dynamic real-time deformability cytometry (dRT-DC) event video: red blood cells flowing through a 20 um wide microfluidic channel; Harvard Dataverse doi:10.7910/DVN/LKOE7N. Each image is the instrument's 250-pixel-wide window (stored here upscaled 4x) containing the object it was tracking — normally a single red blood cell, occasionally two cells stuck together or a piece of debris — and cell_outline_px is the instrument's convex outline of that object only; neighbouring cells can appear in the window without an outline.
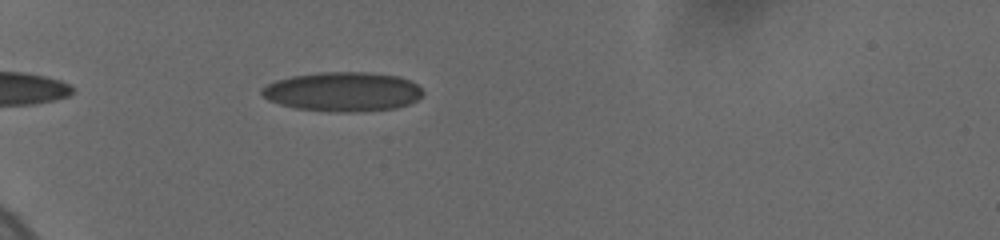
{"species": "human", "species_latin": "Homo sapiens", "temperature_condition": "cold", "stored_images_in_passage": 28, "camera_frame_rate_fps": 3000, "um_per_image_px": 0.085, "donor": {"sex": "female"}, "frame": {"image": 1, "passage_image": 3, "time_ms": 1.0, "image_size_px": [1000, 240], "cell_outline_px": [[424, 92], [416, 100], [408, 104], [396, 108], [352, 112], [328, 112], [296, 108], [280, 104], [268, 100], [260, 92], [260, 88], [276, 80], [292, 76], [320, 72], [372, 72], [400, 76], [416, 84]], "centroid_in_image_um": [29.12, 7.79], "position_along_channel_um": 55.9, "area_um2": 37.05}}
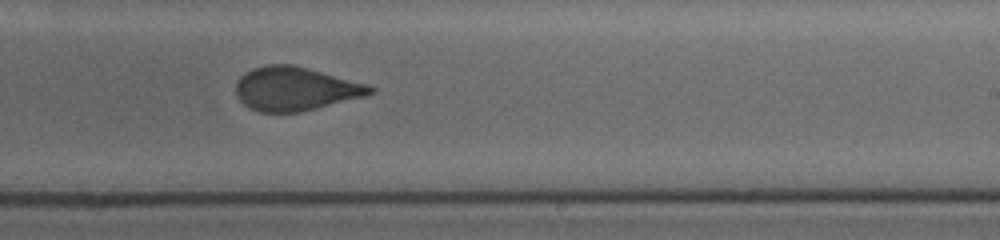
{"frame": {"image": 2, "passage_image": 15, "time_ms": 7.333, "image_size_px": [1000, 240], "cell_outline_px": [[376, 92], [364, 96], [300, 112], [260, 112], [248, 108], [236, 96], [236, 84], [240, 76], [252, 68], [268, 64], [292, 64], [308, 68], [368, 84], [376, 88]], "centroid_in_image_um": [25.09, 7.54], "position_along_channel_um": 263.9, "area_um2": 34.16}}
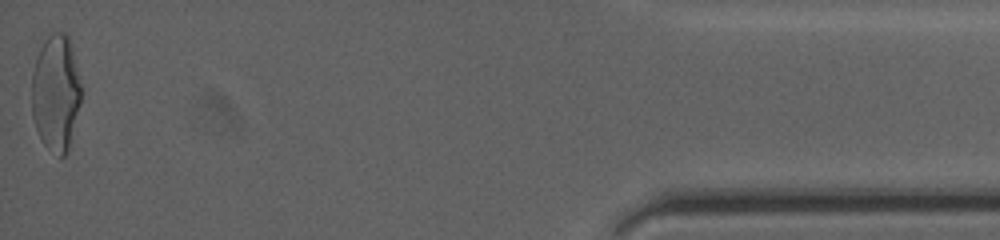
{"frame": {"image": 3, "passage_image": 28, "time_ms": 13.667, "image_size_px": [1000, 240], "cell_outline_px": [[84, 88], [68, 152], [64, 156], [60, 156], [44, 144], [40, 140], [32, 116], [32, 72], [36, 56], [44, 40], [52, 32], [64, 32], [68, 36], [72, 44]], "centroid_in_image_um": [4.78, 7.85], "position_along_channel_um": 430.4, "area_um2": 34.33}, "authors_computed_cell_mechanics": {"area_um2": 34.7956, "velocity_mm_per_s": 3.6989, "shape_relaxation_time_tau1_ms": 7.4389, "shape_relaxation_time_tau2_ms": 0.8821, "deformation_change_tau1": 0.1766, "deformation_change_tau2": 0.0759}}